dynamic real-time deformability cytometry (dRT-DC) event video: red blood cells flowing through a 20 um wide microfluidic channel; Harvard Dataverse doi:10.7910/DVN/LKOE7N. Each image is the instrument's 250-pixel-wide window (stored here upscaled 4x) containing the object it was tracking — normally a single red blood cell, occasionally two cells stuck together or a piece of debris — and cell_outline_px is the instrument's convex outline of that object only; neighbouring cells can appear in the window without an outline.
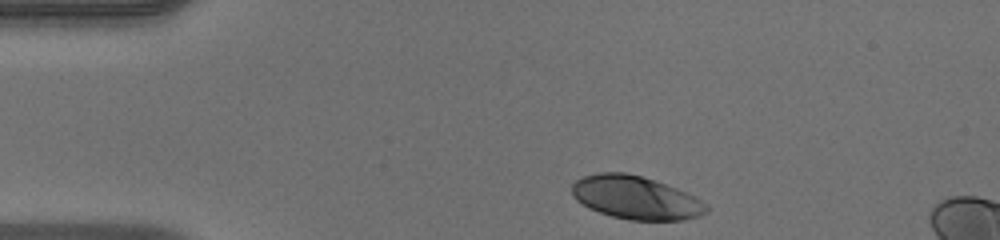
{"species": "human", "species_latin": "Homo sapiens", "temperature_condition": "warm", "stored_images_in_passage": 35, "camera_frame_rate_fps": 3000, "um_per_image_px": 0.085, "donor": {"sex": "male"}, "frame": {"image": 1, "passage_image": 1, "time_ms": 0.0, "image_size_px": [1000, 240], "cell_outline_px": [[708, 208], [700, 216], [684, 220], [628, 220], [612, 216], [588, 208], [576, 200], [572, 196], [572, 184], [576, 180], [584, 176], [596, 172], [624, 172], [640, 176], [676, 188], [708, 204]], "centroid_in_image_um": [54.0, 16.8], "position_along_channel_um": 31.0, "area_um2": 33.64}}
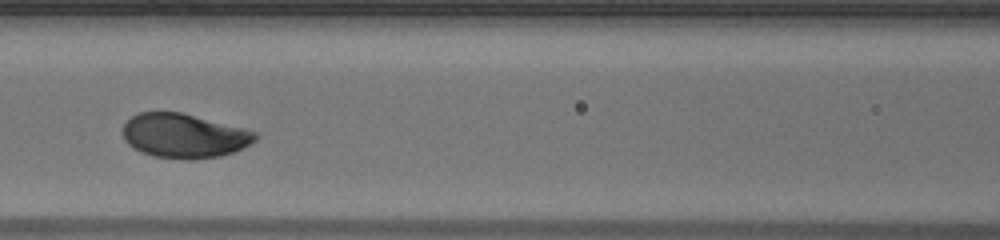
{"frame": {"image": 2, "passage_image": 14, "time_ms": 4.333, "image_size_px": [1000, 240], "cell_outline_px": [[260, 136], [256, 140], [232, 152], [220, 156], [196, 160], [188, 160], [156, 156], [144, 152], [128, 144], [124, 140], [124, 124], [136, 112], [180, 112], [244, 128], [256, 132]], "centroid_in_image_um": [15.66, 11.54], "position_along_channel_um": 150.9, "area_um2": 33.93}}
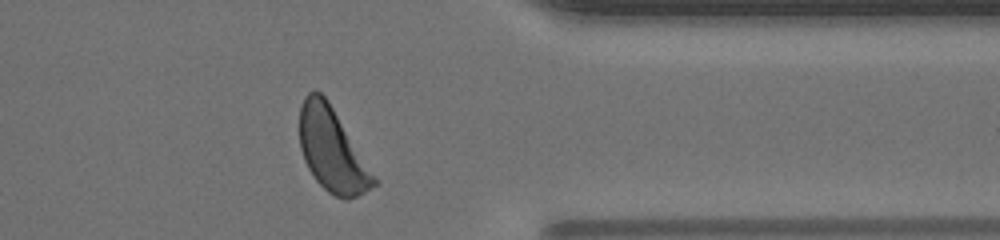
{"frame": {"image": 3, "passage_image": 32, "time_ms": 10.333, "image_size_px": [1000, 240], "cell_outline_px": [[380, 184], [348, 200], [344, 200], [328, 192], [316, 180], [308, 168], [304, 160], [300, 148], [300, 104], [304, 96], [308, 92], [320, 92], [328, 100]], "centroid_in_image_um": [28.22, 12.77], "position_along_channel_um": 383.2, "area_um2": 35.72}, "authors_computed_cell_mechanics": {"area_um2": 34.4488, "velocity_mm_per_s": 4.0607, "shape_relaxation_time_tau1_ms": 2.3273, "shape_relaxation_time_tau2_ms": null, "deformation_change_tau1": 0.1502, "deformation_change_tau2": null}}